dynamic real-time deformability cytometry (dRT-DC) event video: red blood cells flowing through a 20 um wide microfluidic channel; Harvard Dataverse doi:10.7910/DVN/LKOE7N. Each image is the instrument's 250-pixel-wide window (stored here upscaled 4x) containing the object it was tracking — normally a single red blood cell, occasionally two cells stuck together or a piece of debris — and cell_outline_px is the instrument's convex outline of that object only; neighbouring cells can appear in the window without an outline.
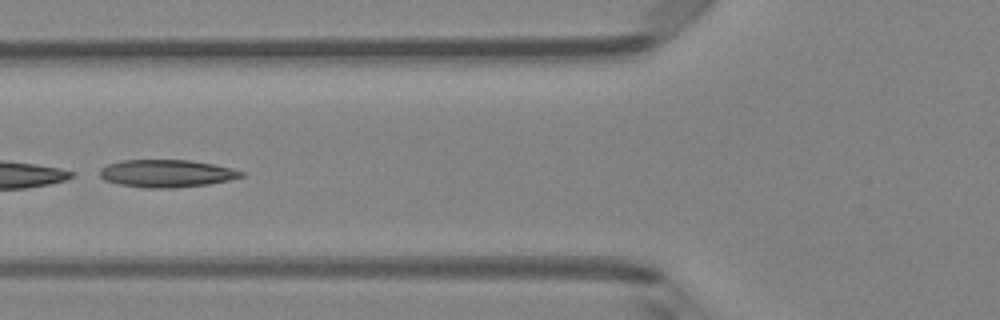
{"species": "Egyptian fruit bat (a non-hibernating species)", "species_latin": "Rousettus aegyptiacus", "temperature_condition": "room temperature", "stored_images_in_passage": 6, "camera_frame_rate_fps": 3000, "um_per_image_px": 0.085, "animal": {"sex": "female"}, "frame": {"image": 1, "passage_image": 5, "time_ms": 1.333, "image_size_px": [1000, 320], "cell_outline_px": [[244, 176], [228, 180], [208, 184], [176, 188], [144, 188], [120, 184], [104, 180], [100, 176], [100, 168], [108, 164], [120, 160], [188, 160], [212, 164], [232, 168], [244, 172]], "centroid_in_image_um": [14.14, 14.74], "position_along_channel_um": 111.7, "area_um2": 22.72}}
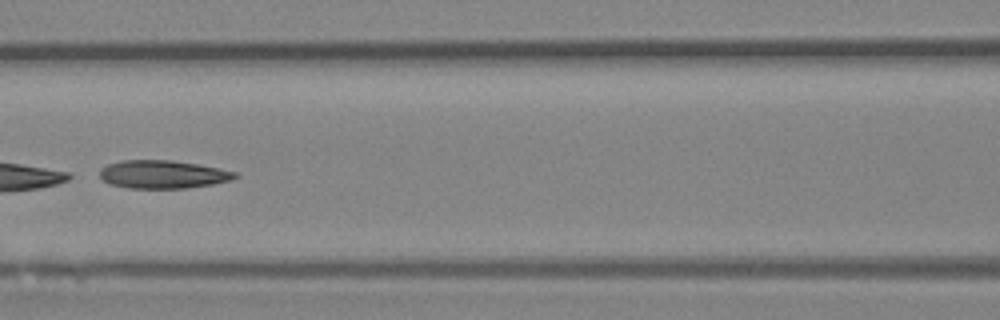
{"frame": {"image": 2, "passage_image": 6, "time_ms": 1.667, "image_size_px": [1000, 320], "cell_outline_px": [[240, 176], [232, 180], [212, 184], [184, 188], [128, 188], [108, 184], [100, 180], [100, 168], [108, 164], [124, 160], [172, 160], [196, 164], [236, 172]], "centroid_in_image_um": [13.8, 14.82], "position_along_channel_um": 152.8, "area_um2": 22.2}}